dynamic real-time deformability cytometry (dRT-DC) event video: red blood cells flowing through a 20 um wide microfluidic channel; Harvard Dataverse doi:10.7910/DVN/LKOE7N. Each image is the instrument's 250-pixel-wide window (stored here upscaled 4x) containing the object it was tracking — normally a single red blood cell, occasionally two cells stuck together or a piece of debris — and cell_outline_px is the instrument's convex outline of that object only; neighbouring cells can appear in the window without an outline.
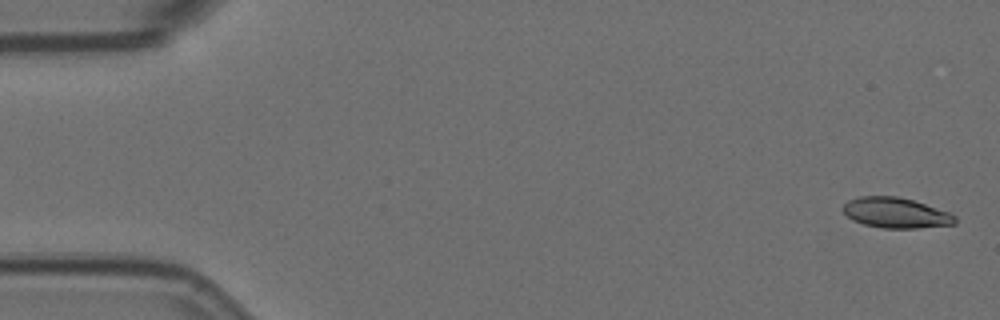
{"species": "Egyptian fruit bat (a non-hibernating species)", "species_latin": "Rousettus aegyptiacus", "temperature_condition": "room temperature", "stored_images_in_passage": 57, "camera_frame_rate_fps": 3000, "um_per_image_px": 0.085, "animal": {"sex": "female"}, "frame": {"image": 1, "passage_image": 2, "time_ms": 0.333, "image_size_px": [1000, 320], "cell_outline_px": [[956, 224], [916, 228], [884, 228], [864, 224], [852, 220], [840, 208], [848, 200], [860, 196], [896, 196], [912, 200], [948, 212], [956, 216]], "centroid_in_image_um": [76.11, 18.09], "position_along_channel_um": 8.9, "area_um2": 19.71}}
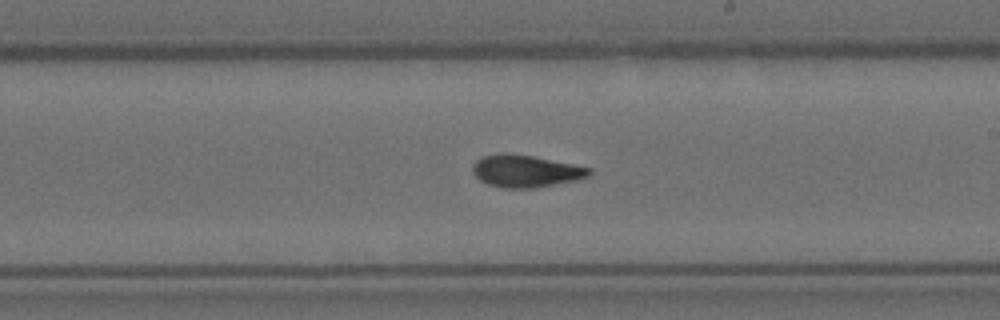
{"frame": {"image": 2, "passage_image": 33, "time_ms": 10.667, "image_size_px": [1000, 320], "cell_outline_px": [[592, 172], [588, 176], [576, 180], [536, 188], [504, 188], [488, 184], [480, 180], [472, 172], [472, 164], [476, 160], [484, 156], [500, 152], [532, 156], [592, 168]], "centroid_in_image_um": [44.66, 14.54], "position_along_channel_um": 244.3, "area_um2": 21.85}}
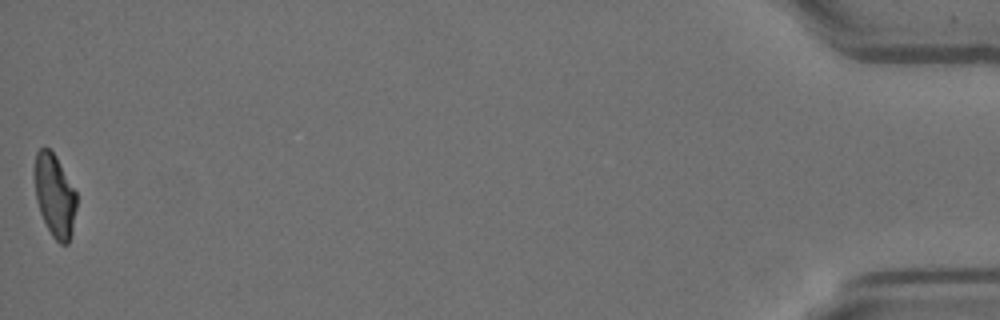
{"frame": {"image": 3, "passage_image": 57, "time_ms": 18.667, "image_size_px": [1000, 320], "cell_outline_px": [[76, 208], [72, 232], [68, 244], [60, 244], [52, 236], [40, 212], [36, 200], [32, 172], [36, 152], [40, 148], [48, 148], [56, 156], [76, 192]], "centroid_in_image_um": [4.61, 16.59], "position_along_channel_um": 430.6, "area_um2": 20.46}, "authors_computed_cell_mechanics": {"area_um2": 21.0392, "velocity_mm_per_s": 3.5911, "shape_relaxation_time_tau1_ms": 7.5491, "shape_relaxation_time_tau2_ms": 4.6266, "deformation_change_tau1": 0.2013, "deformation_change_tau2": 0.1176}}